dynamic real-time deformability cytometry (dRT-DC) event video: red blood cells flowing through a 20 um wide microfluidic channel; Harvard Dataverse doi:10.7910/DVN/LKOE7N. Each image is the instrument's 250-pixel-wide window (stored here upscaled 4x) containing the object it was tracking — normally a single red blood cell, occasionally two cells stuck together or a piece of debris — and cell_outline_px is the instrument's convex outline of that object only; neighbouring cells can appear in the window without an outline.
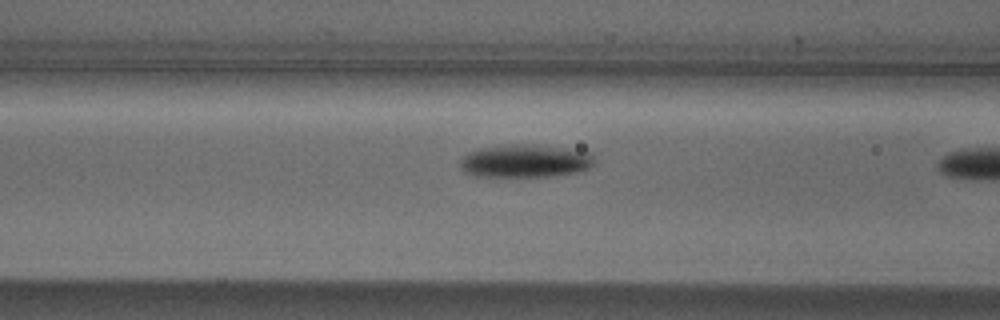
{"species": "Egyptian fruit bat (a non-hibernating species)", "species_latin": "Rousettus aegyptiacus", "temperature_condition": "cold", "stored_images_in_passage": 8, "camera_frame_rate_fps": 3000, "um_per_image_px": 0.085, "animal": {"sex": "male"}, "frame": {"image": 1, "passage_image": 7, "time_ms": 2.0, "image_size_px": [1000, 320], "cell_outline_px": [[596, 160], [588, 168], [576, 172], [552, 176], [476, 176], [464, 172], [460, 168], [460, 160], [468, 152], [476, 148], [512, 144], [536, 144], [592, 152]], "centroid_in_image_um": [44.63, 13.67], "position_along_channel_um": 122.0, "area_um2": 26.01}}